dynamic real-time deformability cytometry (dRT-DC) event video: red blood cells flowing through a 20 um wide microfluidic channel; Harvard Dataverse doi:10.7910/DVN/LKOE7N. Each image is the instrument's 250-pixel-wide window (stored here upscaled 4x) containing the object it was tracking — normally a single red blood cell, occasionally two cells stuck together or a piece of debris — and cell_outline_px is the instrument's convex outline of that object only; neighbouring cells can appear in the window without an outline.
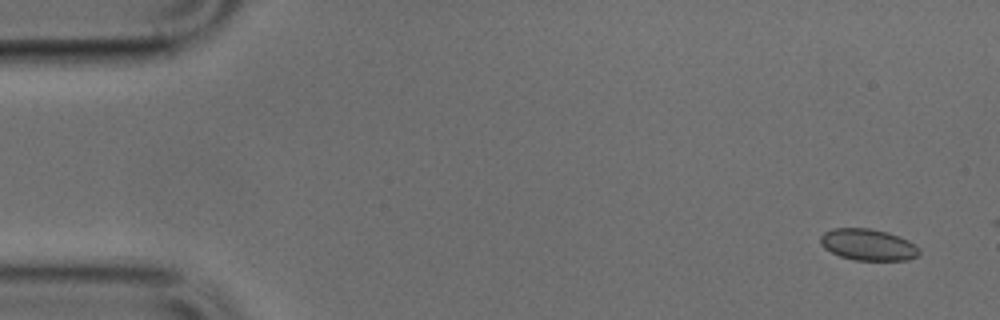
{"species": "common noctule bat (a hibernating species)", "species_latin": "Nyctalus noctula", "temperature_condition": "cold", "stored_images_in_passage": 6, "camera_frame_rate_fps": 3000, "um_per_image_px": 0.085, "animal": {"sex": "male", "body_mass_g": 17.9, "forearm_length_mm": 54.2}, "frame": {"image": 1, "passage_image": 2, "time_ms": 0.333, "image_size_px": [1000, 320], "cell_outline_px": [[920, 252], [916, 256], [908, 260], [856, 260], [840, 256], [824, 248], [820, 244], [820, 236], [824, 232], [832, 228], [872, 228], [888, 232], [900, 236], [908, 240], [920, 248]], "centroid_in_image_um": [73.78, 20.78], "position_along_channel_um": 11.2, "area_um2": 18.26}}